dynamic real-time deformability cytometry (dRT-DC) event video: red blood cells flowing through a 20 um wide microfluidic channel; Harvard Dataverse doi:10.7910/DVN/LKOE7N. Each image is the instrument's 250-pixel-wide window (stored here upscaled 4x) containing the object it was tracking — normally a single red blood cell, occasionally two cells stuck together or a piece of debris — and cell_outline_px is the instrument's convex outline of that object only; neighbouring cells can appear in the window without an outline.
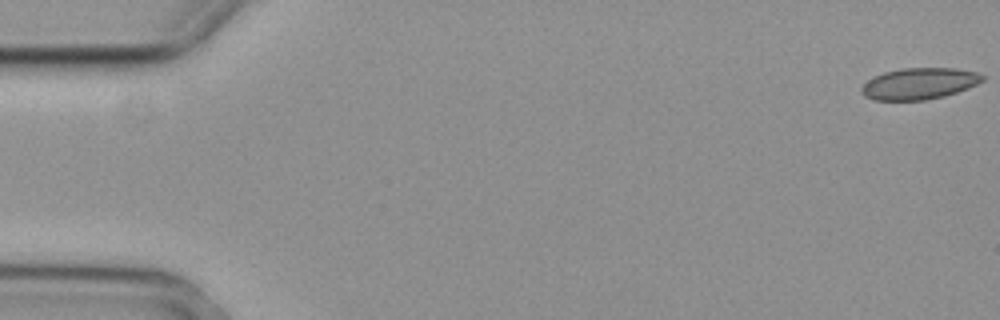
{"species": "common noctule bat (a hibernating species)", "species_latin": "Nyctalus noctula", "temperature_condition": "cold", "stored_images_in_passage": 6, "segment_of_instrument_passage": [1, 2], "camera_frame_rate_fps": 3000, "um_per_image_px": 0.085, "animal": {"sex": "female", "body_mass_g": 29.2, "forearm_length_mm": 56.3}, "frame": {"image": 1, "passage_image": 1, "time_ms": 0.0, "image_size_px": [1000, 320], "cell_outline_px": [[984, 80], [968, 88], [944, 96], [924, 100], [876, 100], [864, 96], [860, 92], [860, 88], [872, 76], [884, 72], [900, 68], [956, 68], [976, 72], [984, 76]], "centroid_in_image_um": [78.1, 7.1], "position_along_channel_um": 6.9, "area_um2": 22.2}}
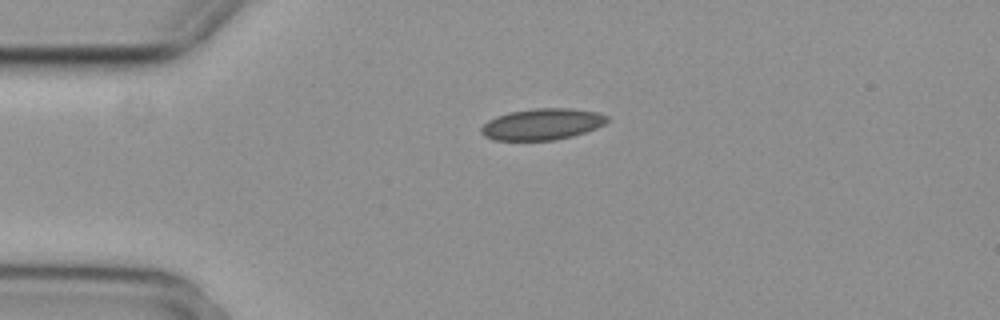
{"frame": {"image": 2, "passage_image": 4, "time_ms": 1.0, "image_size_px": [1000, 320], "cell_outline_px": [[608, 120], [604, 124], [596, 128], [572, 136], [552, 140], [496, 140], [484, 136], [480, 132], [480, 128], [488, 120], [496, 116], [508, 112], [532, 108], [572, 108], [596, 112], [608, 116]], "centroid_in_image_um": [46.06, 10.54], "position_along_channel_um": 38.9, "area_um2": 23.0}}